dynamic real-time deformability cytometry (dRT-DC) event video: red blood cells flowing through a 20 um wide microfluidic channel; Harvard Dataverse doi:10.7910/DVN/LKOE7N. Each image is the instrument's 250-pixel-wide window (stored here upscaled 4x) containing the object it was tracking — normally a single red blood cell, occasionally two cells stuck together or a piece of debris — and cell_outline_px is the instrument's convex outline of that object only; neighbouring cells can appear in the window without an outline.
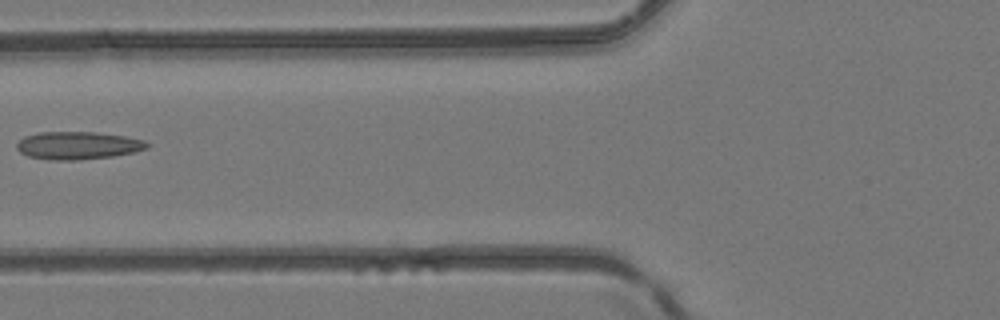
{"species": "common noctule bat (a hibernating species)", "species_latin": "Nyctalus noctula", "temperature_condition": "room temperature", "stored_images_in_passage": 4, "camera_frame_rate_fps": 3000, "um_per_image_px": 0.085, "animal": {"sex": "female", "body_mass_g": 24.6, "forearm_length_mm": 56.2}, "frame": {"image": 1, "passage_image": 4, "time_ms": 4.0, "image_size_px": [1000, 320], "cell_outline_px": [[152, 144], [148, 148], [132, 152], [112, 156], [80, 160], [48, 160], [28, 156], [20, 152], [16, 148], [16, 144], [24, 136], [40, 132], [96, 132], [124, 136], [144, 140]], "centroid_in_image_um": [6.61, 12.36], "position_along_channel_um": 119.2, "area_um2": 21.15}}